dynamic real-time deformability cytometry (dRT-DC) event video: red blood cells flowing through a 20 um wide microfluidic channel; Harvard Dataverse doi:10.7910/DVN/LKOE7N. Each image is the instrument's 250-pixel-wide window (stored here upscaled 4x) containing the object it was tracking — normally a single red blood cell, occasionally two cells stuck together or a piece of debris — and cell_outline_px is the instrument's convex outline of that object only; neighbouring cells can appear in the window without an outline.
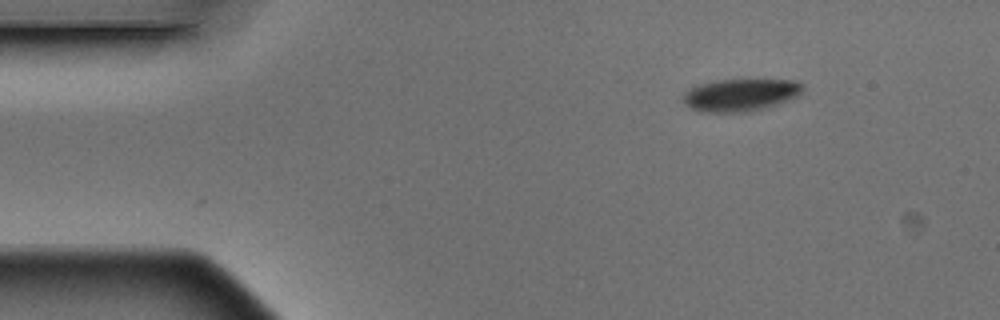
{"species": "Egyptian fruit bat (a non-hibernating species)", "species_latin": "Rousettus aegyptiacus", "temperature_condition": "warm", "stored_images_in_passage": 2, "camera_frame_rate_fps": 3000, "um_per_image_px": 0.085, "animal": {"sex": "male"}, "frame": {"image": 1, "passage_image": 2, "time_ms": 0.333, "image_size_px": [1000, 320], "cell_outline_px": [[804, 88], [800, 96], [764, 108], [744, 112], [704, 112], [692, 108], [684, 104], [684, 92], [688, 88], [700, 84], [716, 80], [796, 80], [804, 84]], "centroid_in_image_um": [62.97, 8.06], "position_along_channel_um": 22.0, "area_um2": 22.6}}